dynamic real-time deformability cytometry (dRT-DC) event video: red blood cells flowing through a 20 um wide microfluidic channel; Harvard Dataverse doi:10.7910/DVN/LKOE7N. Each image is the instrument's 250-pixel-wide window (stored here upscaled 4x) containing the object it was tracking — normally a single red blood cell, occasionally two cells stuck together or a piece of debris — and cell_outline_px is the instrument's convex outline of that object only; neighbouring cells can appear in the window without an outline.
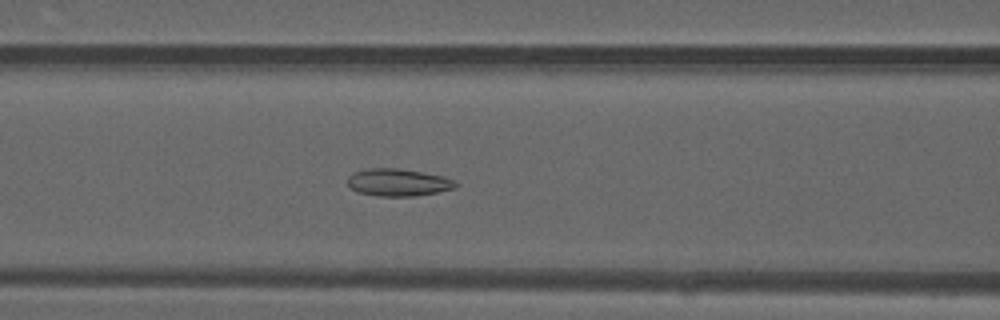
{"species": "common noctule bat (a hibernating species)", "species_latin": "Nyctalus noctula", "temperature_condition": "warm", "stored_images_in_passage": 42, "camera_frame_rate_fps": 3000, "um_per_image_px": 0.085, "animal": {"sex": "male", "forearm_length_mm": 52.5}, "frame": {"image": 1, "passage_image": 13, "time_ms": 4.0, "image_size_px": [1000, 320], "cell_outline_px": [[460, 184], [456, 188], [416, 196], [380, 196], [356, 192], [348, 184], [348, 176], [352, 172], [372, 168], [396, 168], [444, 176]], "centroid_in_image_um": [33.84, 15.51], "position_along_channel_um": 132.8, "area_um2": 17.17}}
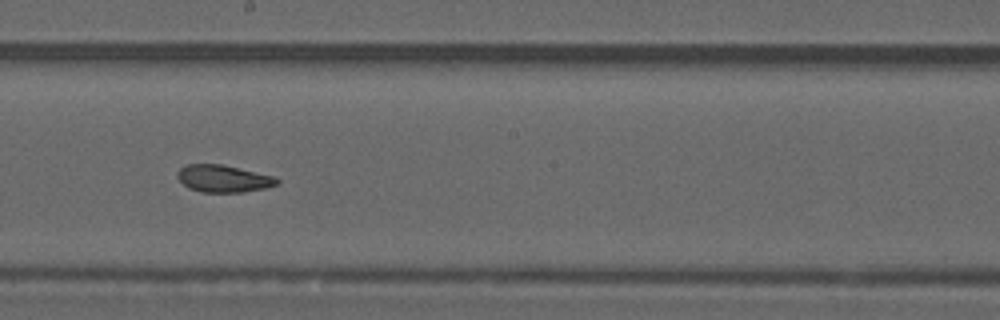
{"frame": {"image": 2, "passage_image": 20, "time_ms": 6.333, "image_size_px": [1000, 320], "cell_outline_px": [[280, 184], [264, 188], [244, 192], [200, 192], [188, 188], [176, 176], [176, 172], [184, 164], [220, 164], [276, 176], [280, 180]], "centroid_in_image_um": [18.99, 15.18], "position_along_channel_um": 229.2, "area_um2": 15.95}}
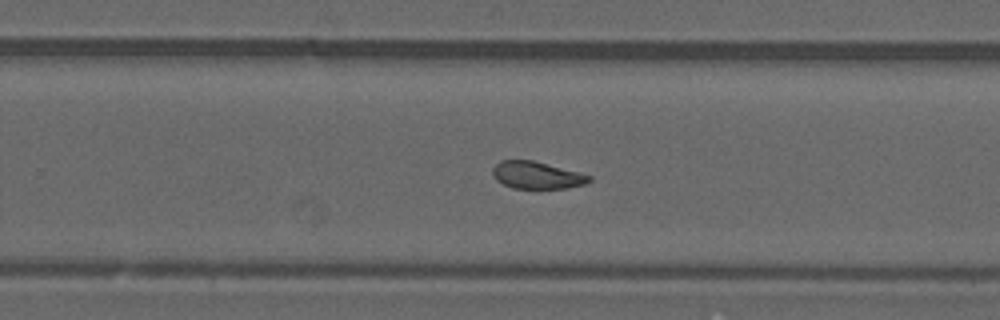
{"frame": {"image": 3, "passage_image": 24, "time_ms": 7.667, "image_size_px": [1000, 320], "cell_outline_px": [[592, 180], [584, 184], [564, 188], [512, 188], [496, 180], [492, 172], [492, 168], [500, 160], [532, 160], [592, 176]], "centroid_in_image_um": [45.6, 14.89], "position_along_channel_um": 284.2, "area_um2": 15.09}, "authors_computed_cell_mechanics": {"area_um2": 16.8198, "velocity_mm_per_s": 4.146, "shape_relaxation_time_tau1_ms": null, "shape_relaxation_time_tau2_ms": 1.9063, "deformation_change_tau1": null, "deformation_change_tau2": 0.0761}}